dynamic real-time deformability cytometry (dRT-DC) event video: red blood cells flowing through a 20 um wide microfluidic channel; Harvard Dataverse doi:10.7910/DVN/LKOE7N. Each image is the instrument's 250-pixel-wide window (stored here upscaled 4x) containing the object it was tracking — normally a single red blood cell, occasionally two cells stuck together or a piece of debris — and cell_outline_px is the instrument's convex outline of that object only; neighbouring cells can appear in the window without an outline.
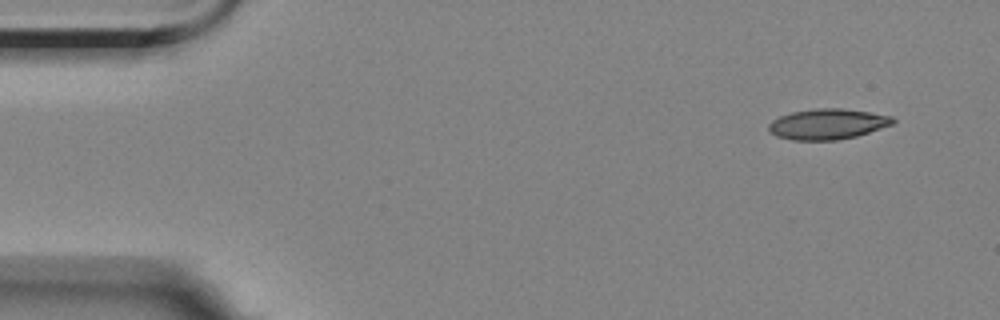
{"species": "Egyptian fruit bat (a non-hibernating species)", "species_latin": "Rousettus aegyptiacus", "temperature_condition": "room temperature", "stored_images_in_passage": 4, "camera_frame_rate_fps": 3000, "um_per_image_px": 0.085, "animal": {"sex": "female"}, "frame": {"image": 1, "passage_image": 1, "time_ms": 0.0, "image_size_px": [1000, 320], "cell_outline_px": [[896, 120], [892, 124], [856, 136], [836, 140], [792, 140], [776, 136], [768, 128], [768, 124], [772, 120], [780, 116], [792, 112], [816, 108], [844, 108], [892, 116]], "centroid_in_image_um": [70.32, 10.54], "position_along_channel_um": 14.7, "area_um2": 21.96}}
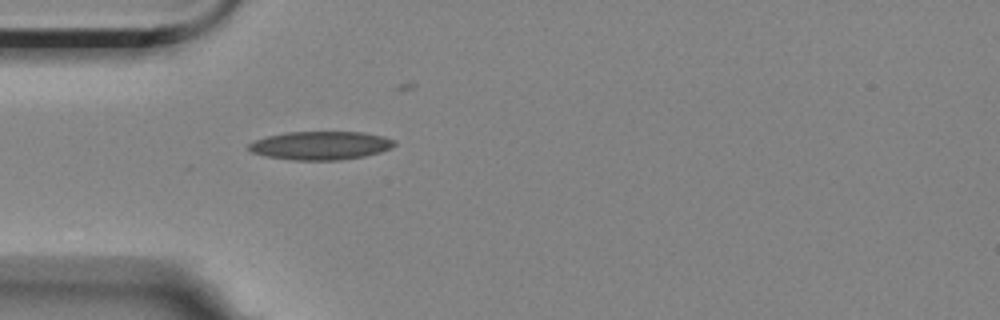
{"frame": {"image": 2, "passage_image": 4, "time_ms": 4.0, "image_size_px": [1000, 320], "cell_outline_px": [[396, 144], [392, 148], [380, 152], [364, 156], [340, 160], [292, 160], [268, 156], [252, 152], [248, 148], [248, 144], [256, 140], [268, 136], [284, 132], [364, 132], [384, 136], [396, 140]], "centroid_in_image_um": [27.3, 12.36], "position_along_channel_um": 57.7, "area_um2": 24.16}}